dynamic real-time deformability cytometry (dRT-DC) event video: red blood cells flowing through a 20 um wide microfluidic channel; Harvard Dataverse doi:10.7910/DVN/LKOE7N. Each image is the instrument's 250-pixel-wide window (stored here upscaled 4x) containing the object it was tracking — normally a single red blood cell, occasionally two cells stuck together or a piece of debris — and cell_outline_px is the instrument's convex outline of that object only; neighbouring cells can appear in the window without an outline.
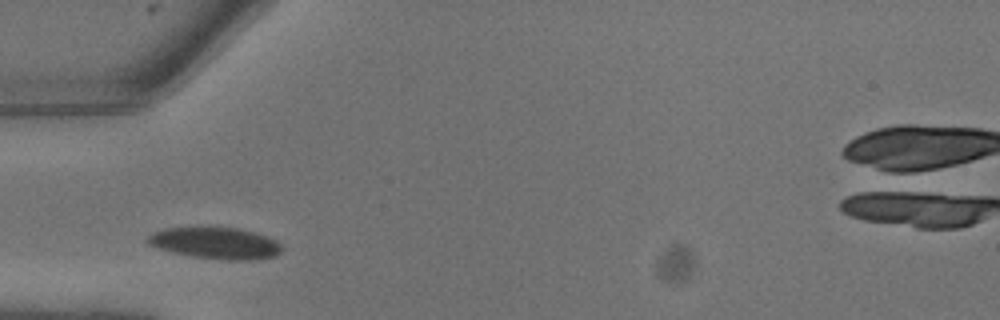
{"species": "common noctule bat (a hibernating species)", "species_latin": "Nyctalus noctula", "temperature_condition": "warm", "stored_images_in_passage": 4, "camera_frame_rate_fps": 3000, "um_per_image_px": 0.085, "animal": {"sex": "male", "body_mass_g": 13.3}, "frame": {"image": 1, "passage_image": 3, "time_ms": 0.667, "image_size_px": [1000, 320], "cell_outline_px": [[280, 252], [276, 256], [260, 260], [228, 260], [192, 256], [172, 252], [156, 248], [148, 244], [144, 240], [152, 232], [164, 228], [196, 224], [240, 228], [256, 232], [268, 236], [276, 240], [280, 244]], "centroid_in_image_um": [18.27, 20.61], "position_along_channel_um": 66.7, "area_um2": 25.89}}